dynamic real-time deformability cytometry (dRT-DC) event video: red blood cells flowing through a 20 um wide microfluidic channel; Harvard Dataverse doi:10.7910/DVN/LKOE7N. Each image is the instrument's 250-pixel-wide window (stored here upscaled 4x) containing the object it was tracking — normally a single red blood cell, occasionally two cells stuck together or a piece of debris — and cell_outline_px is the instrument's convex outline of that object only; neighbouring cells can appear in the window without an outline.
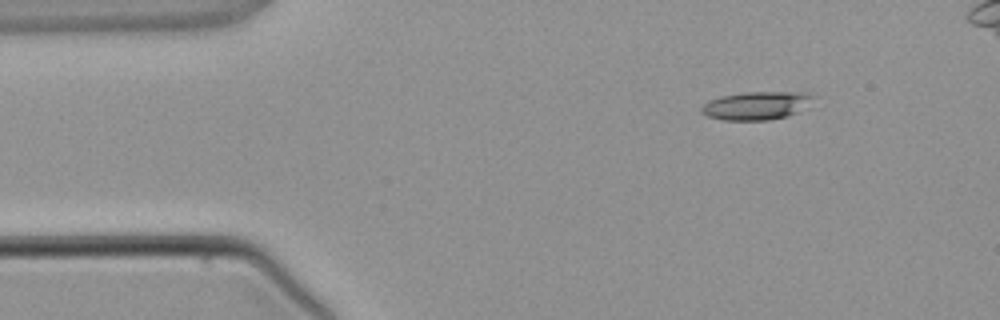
{"species": "common noctule bat (a hibernating species)", "species_latin": "Nyctalus noctula", "temperature_condition": "warm", "stored_images_in_passage": 3, "segment_of_instrument_passage": [1, 2], "camera_frame_rate_fps": 3000, "um_per_image_px": 0.085, "animal": {"sex": "male", "body_mass_g": 21.5, "forearm_length_mm": 52.0}, "frame": {"image": 1, "passage_image": 1, "time_ms": 0.0, "image_size_px": [1000, 320], "cell_outline_px": [[812, 96], [796, 112], [788, 116], [768, 120], [724, 120], [708, 116], [700, 112], [700, 108], [708, 100], [720, 96], [744, 92], [812, 92]], "centroid_in_image_um": [64.19, 8.97], "position_along_channel_um": 20.8, "area_um2": 18.03}}